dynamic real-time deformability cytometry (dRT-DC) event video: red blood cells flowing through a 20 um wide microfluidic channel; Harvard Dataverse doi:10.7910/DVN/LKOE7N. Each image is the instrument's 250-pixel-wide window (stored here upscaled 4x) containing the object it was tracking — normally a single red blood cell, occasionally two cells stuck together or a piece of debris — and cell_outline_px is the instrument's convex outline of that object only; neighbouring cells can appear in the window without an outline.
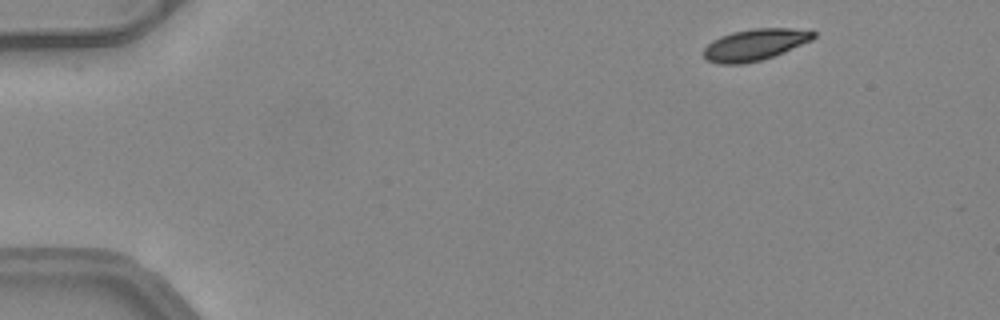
{"species": "common noctule bat (a hibernating species)", "species_latin": "Nyctalus noctula", "temperature_condition": "warm", "stored_images_in_passage": 4, "camera_frame_rate_fps": 3000, "um_per_image_px": 0.085, "animal": {"sex": "female", "body_mass_g": 24.6, "forearm_length_mm": 56.2}, "frame": {"image": 1, "passage_image": 1, "time_ms": 0.0, "image_size_px": [1000, 320], "cell_outline_px": [[816, 36], [812, 40], [772, 56], [760, 60], [744, 64], [720, 64], [708, 60], [704, 56], [704, 48], [712, 40], [720, 36], [732, 32], [752, 28], [788, 28], [816, 32]], "centroid_in_image_um": [64.13, 3.79], "position_along_channel_um": 20.9, "area_um2": 19.94}}